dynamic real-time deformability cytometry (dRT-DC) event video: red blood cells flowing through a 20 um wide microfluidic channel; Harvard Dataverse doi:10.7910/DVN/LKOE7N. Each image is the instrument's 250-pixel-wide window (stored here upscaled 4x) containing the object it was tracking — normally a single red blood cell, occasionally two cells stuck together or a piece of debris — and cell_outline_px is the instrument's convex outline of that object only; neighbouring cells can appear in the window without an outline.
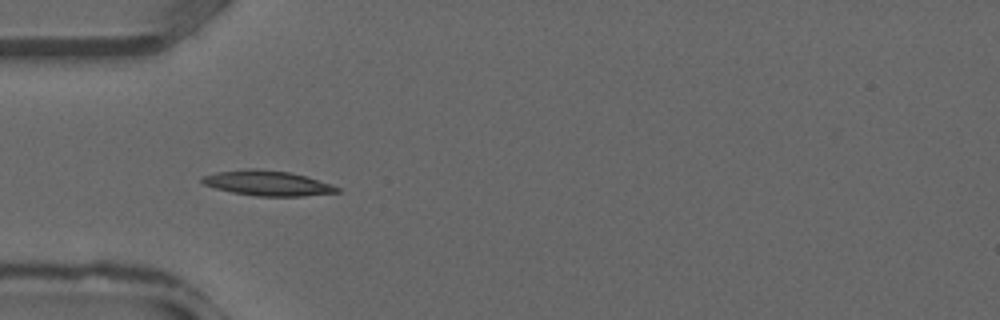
{"species": "common noctule bat (a hibernating species)", "species_latin": "Nyctalus noctula", "temperature_condition": "warm", "stored_images_in_passage": 36, "camera_frame_rate_fps": 3000, "um_per_image_px": 0.085, "animal": {"sex": "male", "forearm_length_mm": 52.5}, "frame": {"image": 1, "passage_image": 11, "time_ms": 3.333, "image_size_px": [1000, 320], "cell_outline_px": [[340, 192], [300, 196], [256, 196], [232, 192], [216, 188], [204, 184], [200, 180], [204, 176], [216, 172], [244, 168], [256, 168], [288, 172], [304, 176], [332, 184], [340, 188]], "centroid_in_image_um": [22.73, 15.56], "position_along_channel_um": 62.3, "area_um2": 19.59}}
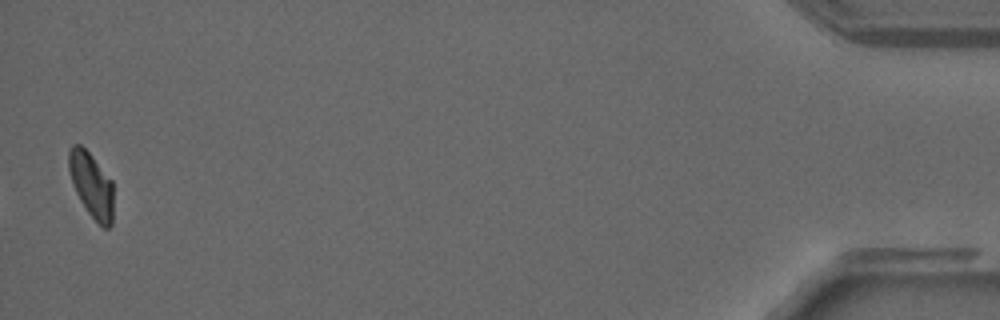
{"frame": {"image": 2, "passage_image": 36, "time_ms": 11.667, "image_size_px": [1000, 320], "cell_outline_px": [[112, 224], [108, 228], [104, 228], [88, 212], [80, 200], [72, 184], [68, 168], [68, 152], [72, 144], [80, 144], [92, 156], [112, 180]], "centroid_in_image_um": [7.75, 15.69], "position_along_channel_um": 427.4, "area_um2": 16.76}}